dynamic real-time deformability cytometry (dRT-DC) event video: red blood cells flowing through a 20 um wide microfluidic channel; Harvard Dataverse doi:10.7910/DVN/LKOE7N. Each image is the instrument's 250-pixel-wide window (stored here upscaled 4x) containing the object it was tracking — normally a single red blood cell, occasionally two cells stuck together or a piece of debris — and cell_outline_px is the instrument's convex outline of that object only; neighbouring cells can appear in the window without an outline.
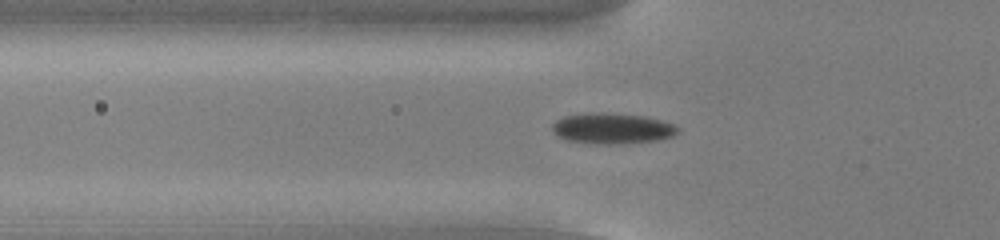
{"species": "common noctule bat (a hibernating species)", "species_latin": "Nyctalus noctula", "temperature_condition": "cold", "stored_images_in_passage": 54, "camera_frame_rate_fps": 3000, "um_per_image_px": 0.085, "animal": {"sex": "male", "body_mass_g": 13.0, "forearm_length_mm": 53.1}, "frame": {"image": 1, "passage_image": 19, "time_ms": 6.0, "image_size_px": [1000, 240], "cell_outline_px": [[680, 132], [672, 136], [656, 140], [620, 144], [596, 144], [568, 140], [552, 132], [552, 124], [556, 120], [564, 116], [588, 112], [600, 112], [644, 116], [676, 124], [680, 128]], "centroid_in_image_um": [52.05, 10.91], "position_along_channel_um": 73.7, "area_um2": 22.6}}
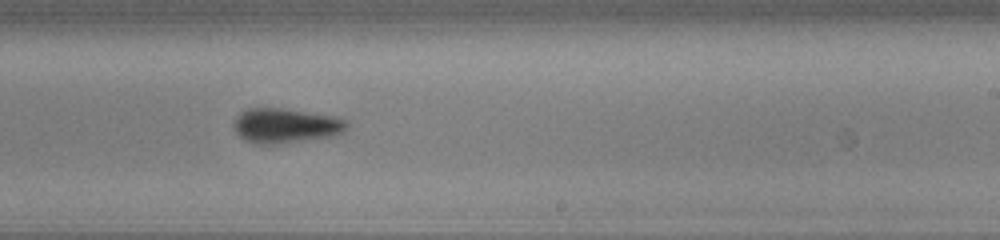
{"frame": {"image": 2, "passage_image": 34, "time_ms": 11.0, "image_size_px": [1000, 240], "cell_outline_px": [[348, 128], [344, 132], [332, 136], [276, 144], [252, 144], [244, 140], [232, 128], [232, 124], [236, 116], [240, 112], [248, 108], [280, 108], [332, 116], [348, 120]], "centroid_in_image_um": [24.23, 10.69], "position_along_channel_um": 264.8, "area_um2": 23.0}}
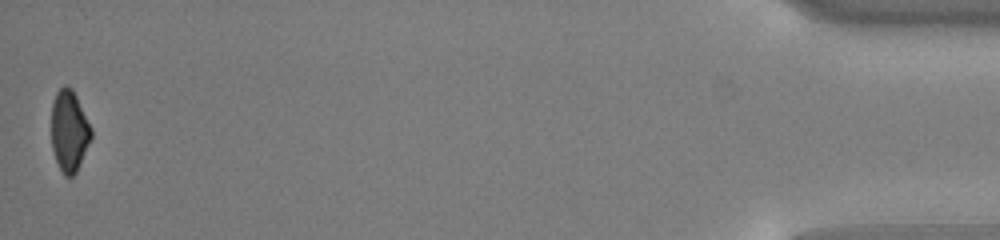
{"frame": {"image": 3, "passage_image": 54, "time_ms": 17.667, "image_size_px": [1000, 240], "cell_outline_px": [[92, 136], [76, 172], [72, 176], [64, 176], [56, 160], [52, 148], [52, 100], [56, 92], [64, 84], [72, 88], [92, 128]], "centroid_in_image_um": [5.88, 11.1], "position_along_channel_um": 429.3, "area_um2": 18.73}, "authors_computed_cell_mechanics": {"area_um2": 21.5016, "velocity_mm_per_s": 3.8272, "shape_relaxation_time_tau1_ms": 2.2266, "shape_relaxation_time_tau2_ms": null, "deformation_change_tau1": 0.0873, "deformation_change_tau2": null}}